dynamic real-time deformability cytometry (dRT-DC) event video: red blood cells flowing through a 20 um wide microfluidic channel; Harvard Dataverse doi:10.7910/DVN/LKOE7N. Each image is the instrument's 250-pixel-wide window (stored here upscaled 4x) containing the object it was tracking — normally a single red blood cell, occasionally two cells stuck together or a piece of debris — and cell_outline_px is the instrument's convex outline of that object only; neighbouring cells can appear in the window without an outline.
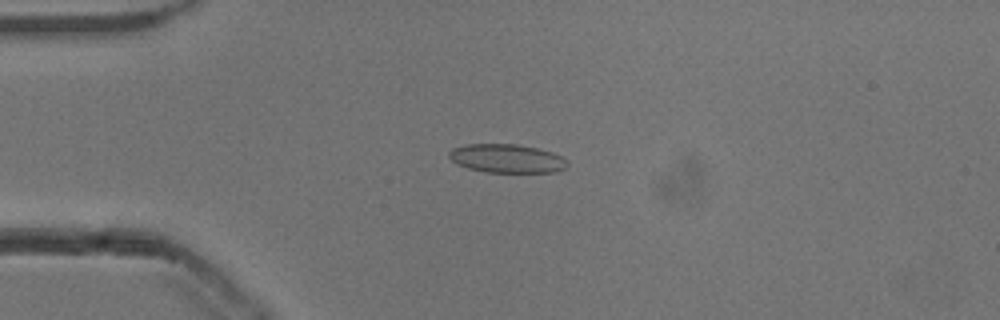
{"species": "common noctule bat (a hibernating species)", "species_latin": "Nyctalus noctula", "temperature_condition": "cold", "stored_images_in_passage": 33, "camera_frame_rate_fps": 3000, "um_per_image_px": 0.085, "animal": {"sex": "male", "body_mass_g": 13.3}, "frame": {"image": 1, "passage_image": 14, "time_ms": 4.333, "image_size_px": [1000, 320], "cell_outline_px": [[568, 164], [564, 168], [556, 172], [484, 172], [468, 168], [456, 164], [448, 156], [448, 152], [452, 148], [464, 144], [516, 144], [536, 148], [552, 152], [568, 160]], "centroid_in_image_um": [43.05, 13.47], "position_along_channel_um": 42.0, "area_um2": 19.83}}
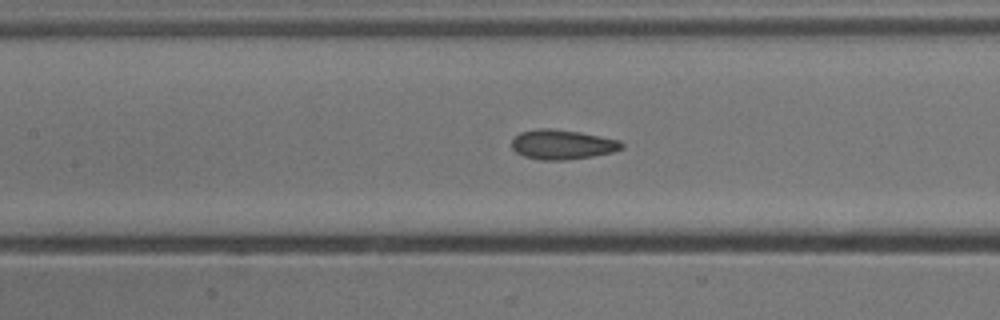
{"frame": {"image": 2, "passage_image": 25, "time_ms": 8.0, "image_size_px": [1000, 320], "cell_outline_px": [[624, 148], [612, 152], [592, 156], [564, 160], [540, 160], [524, 156], [516, 152], [512, 148], [512, 140], [520, 132], [536, 128], [552, 128], [580, 132], [620, 140], [624, 144]], "centroid_in_image_um": [47.79, 12.27], "position_along_channel_um": 159.6, "area_um2": 19.07}}
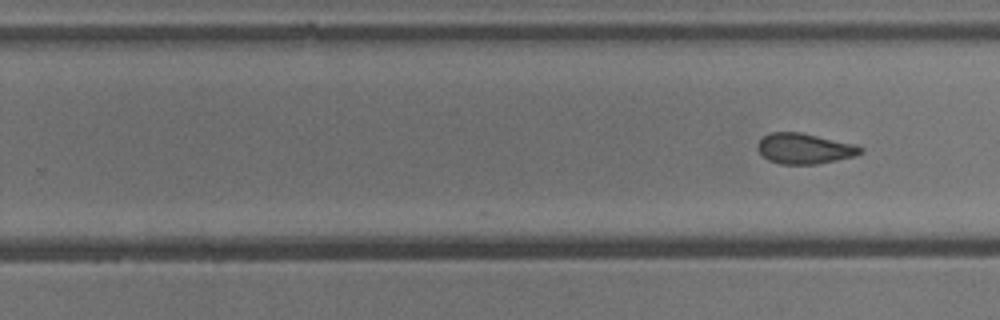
{"frame": {"image": 3, "passage_image": 33, "time_ms": 10.667, "image_size_px": [1000, 320], "cell_outline_px": [[864, 152], [856, 156], [816, 164], [780, 164], [768, 160], [756, 148], [756, 144], [764, 136], [772, 132], [800, 132], [856, 144], [864, 148]], "centroid_in_image_um": [68.41, 12.63], "position_along_channel_um": 261.4, "area_um2": 18.38}}